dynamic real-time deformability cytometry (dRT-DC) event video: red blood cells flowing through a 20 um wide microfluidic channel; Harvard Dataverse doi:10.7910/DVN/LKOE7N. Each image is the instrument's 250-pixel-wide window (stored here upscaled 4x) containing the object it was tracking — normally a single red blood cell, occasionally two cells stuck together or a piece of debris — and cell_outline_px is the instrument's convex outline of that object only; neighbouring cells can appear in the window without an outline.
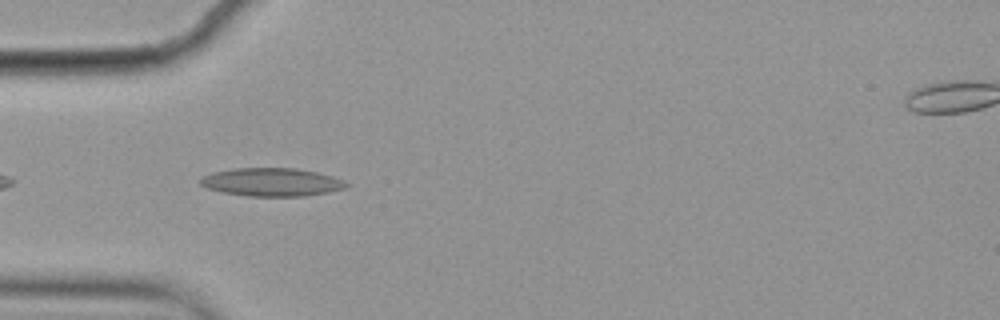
{"species": "common noctule bat (a hibernating species)", "species_latin": "Nyctalus noctula", "temperature_condition": "cold", "stored_images_in_passage": 4, "camera_frame_rate_fps": 3000, "um_per_image_px": 0.085, "animal": {"sex": "female", "body_mass_g": 19.9}, "frame": {"image": 1, "passage_image": 3, "time_ms": 0.667, "image_size_px": [1000, 320], "cell_outline_px": [[352, 184], [344, 188], [328, 192], [304, 196], [248, 196], [220, 192], [208, 188], [200, 184], [200, 180], [204, 176], [212, 172], [232, 168], [296, 168], [316, 172], [332, 176], [344, 180]], "centroid_in_image_um": [23.11, 15.48], "position_along_channel_um": 61.9, "area_um2": 24.04}}
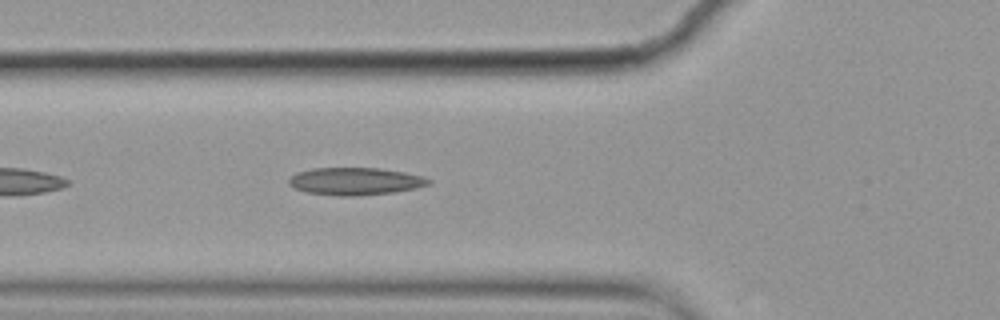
{"frame": {"image": 2, "passage_image": 4, "time_ms": 1.0, "image_size_px": [1000, 320], "cell_outline_px": [[432, 184], [416, 188], [392, 192], [356, 196], [336, 196], [304, 192], [292, 188], [288, 184], [288, 180], [296, 172], [312, 168], [380, 168], [404, 172], [424, 176], [432, 180]], "centroid_in_image_um": [30.18, 15.41], "position_along_channel_um": 95.6, "area_um2": 22.66}}